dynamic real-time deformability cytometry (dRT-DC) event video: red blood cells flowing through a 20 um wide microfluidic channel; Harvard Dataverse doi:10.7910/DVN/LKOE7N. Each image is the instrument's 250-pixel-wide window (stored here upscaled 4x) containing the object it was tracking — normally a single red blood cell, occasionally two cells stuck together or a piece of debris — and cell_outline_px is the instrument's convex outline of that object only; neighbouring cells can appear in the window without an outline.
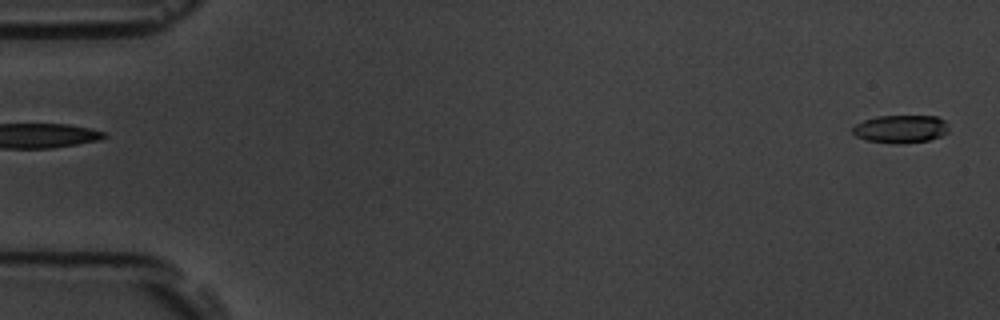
{"species": "common noctule bat (a hibernating species)", "species_latin": "Nyctalus noctula", "temperature_condition": "room temperature", "stored_images_in_passage": 5, "segment_of_instrument_passage": [2, 2], "camera_frame_rate_fps": 3000, "um_per_image_px": 0.085, "animal": {"sex": "male", "body_mass_g": 19.5, "forearm_length_mm": 54.6}, "frame": {"image": 1, "passage_image": 5, "time_ms": 1.333, "image_size_px": [1000, 320], "cell_outline_px": [[948, 132], [940, 136], [928, 140], [864, 140], [856, 136], [852, 132], [852, 128], [856, 124], [864, 120], [876, 116], [936, 116], [944, 120], [948, 128]], "centroid_in_image_um": [76.55, 10.89], "position_along_channel_um": 8.5, "area_um2": 14.68}}